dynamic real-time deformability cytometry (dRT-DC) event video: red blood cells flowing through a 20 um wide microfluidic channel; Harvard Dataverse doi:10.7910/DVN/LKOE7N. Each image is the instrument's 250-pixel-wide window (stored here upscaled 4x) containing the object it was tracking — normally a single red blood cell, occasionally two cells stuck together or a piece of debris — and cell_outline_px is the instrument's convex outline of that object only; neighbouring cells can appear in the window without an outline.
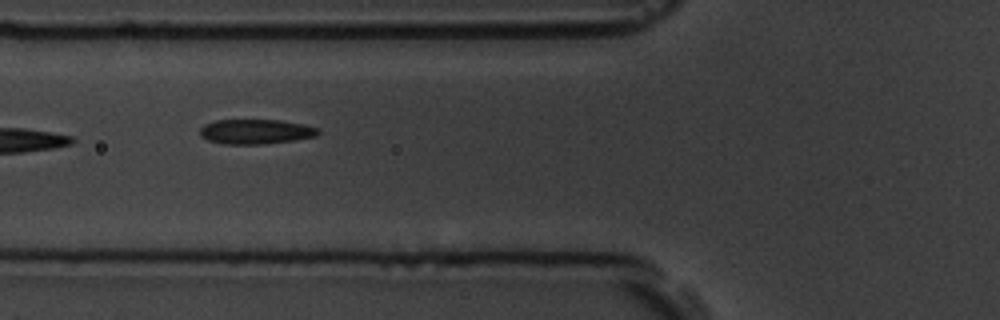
{"species": "common noctule bat (a hibernating species)", "species_latin": "Nyctalus noctula", "temperature_condition": "room temperature", "stored_images_in_passage": 15, "camera_frame_rate_fps": 3000, "um_per_image_px": 0.085, "animal": {"sex": "male", "body_mass_g": 19.5, "forearm_length_mm": 54.6}, "frame": {"image": 1, "passage_image": 5, "time_ms": 5.667, "image_size_px": [1000, 320], "cell_outline_px": [[320, 132], [316, 136], [296, 140], [264, 144], [224, 144], [208, 140], [200, 136], [200, 128], [204, 124], [216, 120], [280, 120], [304, 124], [316, 128]], "centroid_in_image_um": [21.72, 11.19], "position_along_channel_um": 104.1, "area_um2": 17.11}}
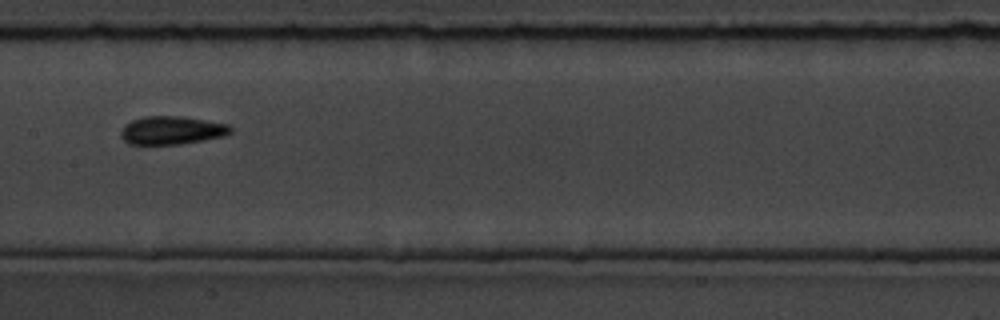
{"frame": {"image": 2, "passage_image": 7, "time_ms": 8.0, "image_size_px": [1000, 320], "cell_outline_px": [[232, 132], [224, 136], [204, 140], [180, 144], [128, 144], [120, 136], [120, 132], [124, 124], [132, 120], [144, 116], [180, 116], [228, 124], [232, 128]], "centroid_in_image_um": [14.58, 11.08], "position_along_channel_um": 192.8, "area_um2": 18.09}}
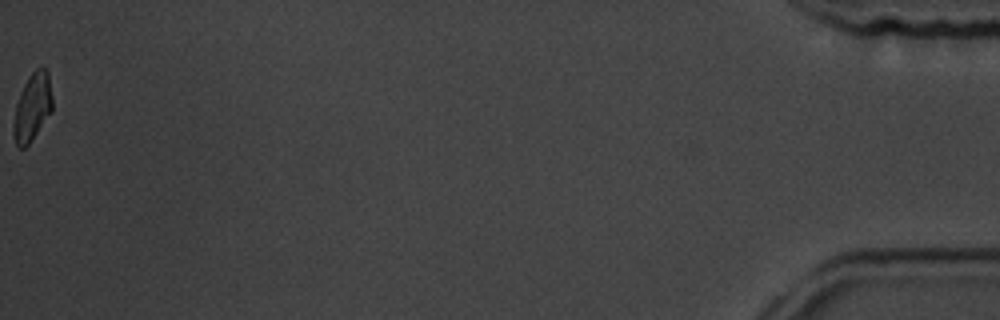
{"frame": {"image": 3, "passage_image": 15, "time_ms": 17.0, "image_size_px": [1000, 320], "cell_outline_px": [[52, 112], [28, 144], [24, 148], [20, 148], [16, 144], [12, 132], [12, 124], [16, 104], [20, 92], [28, 76], [36, 68], [48, 68], [52, 96]], "centroid_in_image_um": [2.75, 9.08], "position_along_channel_um": 432.5, "area_um2": 15.49}, "authors_computed_cell_mechanics": {"area_um2": 16.4152, "velocity_mm_per_s": 3.7901, "shape_relaxation_time_tau1_ms": 3.3487, "shape_relaxation_time_tau2_ms": 4.1899, "deformation_change_tau1": 0.1325, "deformation_change_tau2": 0.1232}}